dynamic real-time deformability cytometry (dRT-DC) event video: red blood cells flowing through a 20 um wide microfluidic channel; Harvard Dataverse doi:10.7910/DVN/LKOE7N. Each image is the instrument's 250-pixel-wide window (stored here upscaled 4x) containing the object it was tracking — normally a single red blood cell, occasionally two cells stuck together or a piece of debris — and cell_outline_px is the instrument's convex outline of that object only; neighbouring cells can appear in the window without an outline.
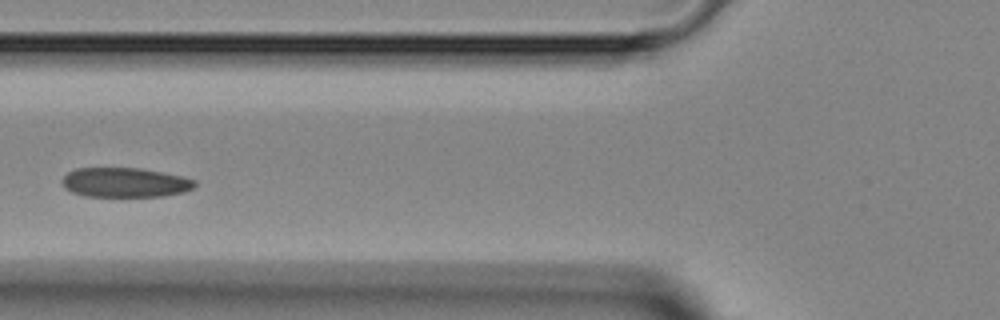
{"species": "Egyptian fruit bat (a non-hibernating species)", "species_latin": "Rousettus aegyptiacus", "temperature_condition": "room temperature", "stored_images_in_passage": 3, "camera_frame_rate_fps": 3000, "um_per_image_px": 0.085, "animal": {"sex": "female"}, "frame": {"image": 1, "passage_image": 2, "time_ms": 1.333, "image_size_px": [1000, 320], "cell_outline_px": [[196, 184], [192, 188], [184, 192], [164, 196], [84, 196], [72, 192], [64, 188], [60, 180], [68, 172], [76, 168], [140, 168], [180, 176], [196, 180]], "centroid_in_image_um": [10.58, 15.51], "position_along_channel_um": 115.2, "area_um2": 22.83}}
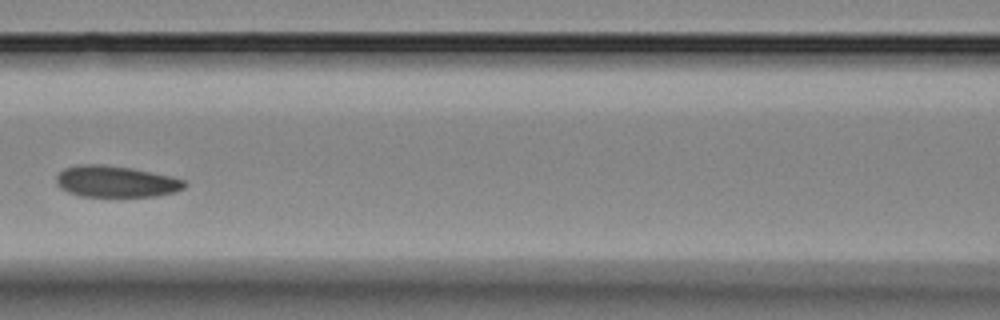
{"frame": {"image": 2, "passage_image": 3, "time_ms": 2.333, "image_size_px": [1000, 320], "cell_outline_px": [[188, 184], [184, 188], [176, 192], [156, 196], [80, 196], [68, 192], [60, 188], [56, 184], [56, 176], [64, 168], [80, 164], [104, 164], [132, 168], [172, 176], [184, 180]], "centroid_in_image_um": [9.86, 15.42], "position_along_channel_um": 156.7, "area_um2": 23.64}}